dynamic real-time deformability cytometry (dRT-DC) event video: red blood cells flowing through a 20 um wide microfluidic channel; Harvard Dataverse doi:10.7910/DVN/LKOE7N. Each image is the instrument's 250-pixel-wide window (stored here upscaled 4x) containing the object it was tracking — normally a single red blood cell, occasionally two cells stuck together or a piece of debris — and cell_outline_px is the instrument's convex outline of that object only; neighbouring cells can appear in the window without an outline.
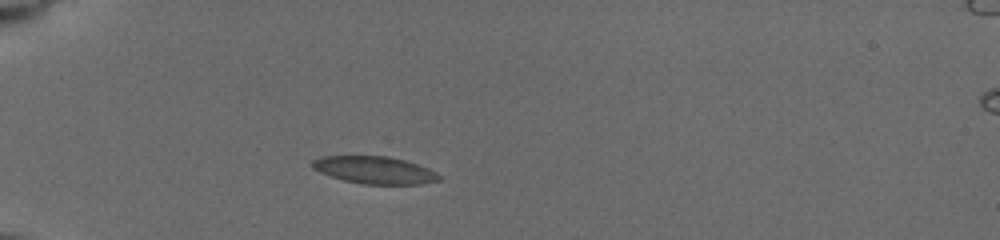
{"species": "common noctule bat (a hibernating species)", "species_latin": "Nyctalus noctula", "temperature_condition": "cold", "stored_images_in_passage": 4, "camera_frame_rate_fps": 3000, "um_per_image_px": 0.085, "animal": {"sex": "female", "body_mass_g": 19.5, "forearm_length_mm": 54.1}, "frame": {"image": 1, "passage_image": 2, "time_ms": 1.667, "image_size_px": [1000, 240], "cell_outline_px": [[440, 180], [420, 184], [360, 184], [344, 180], [320, 172], [312, 168], [312, 160], [320, 156], [388, 156], [404, 160], [428, 168], [436, 172], [440, 176]], "centroid_in_image_um": [31.82, 14.45], "position_along_channel_um": 53.2, "area_um2": 20.11}}
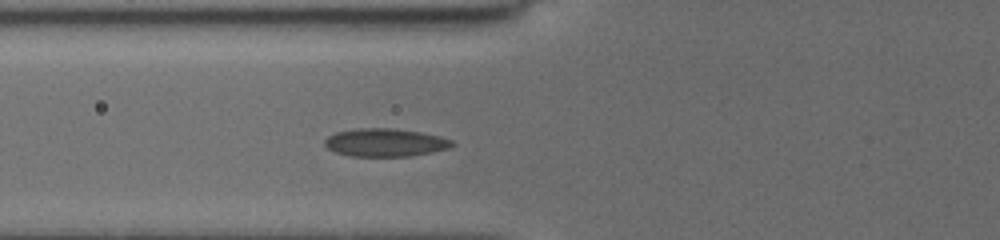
{"frame": {"image": 2, "passage_image": 4, "time_ms": 3.333, "image_size_px": [1000, 240], "cell_outline_px": [[456, 144], [448, 148], [432, 152], [408, 156], [348, 156], [336, 152], [328, 148], [324, 144], [324, 140], [328, 136], [336, 132], [356, 128], [392, 128], [420, 132], [440, 136], [452, 140]], "centroid_in_image_um": [32.73, 12.11], "position_along_channel_um": 93.1, "area_um2": 20.81}}